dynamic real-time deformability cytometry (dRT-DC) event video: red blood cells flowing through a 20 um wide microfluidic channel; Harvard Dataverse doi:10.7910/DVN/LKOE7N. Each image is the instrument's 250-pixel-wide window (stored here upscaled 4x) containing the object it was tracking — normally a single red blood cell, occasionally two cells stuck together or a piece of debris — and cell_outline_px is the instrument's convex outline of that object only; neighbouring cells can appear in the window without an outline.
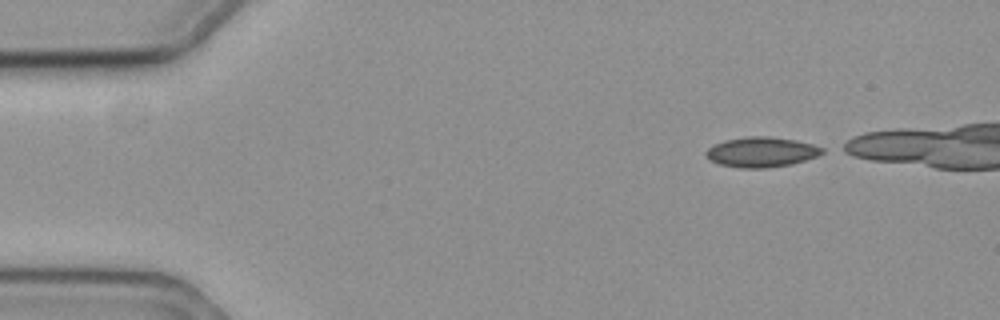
{"species": "common noctule bat (a hibernating species)", "species_latin": "Nyctalus noctula", "temperature_condition": "cold", "stored_images_in_passage": 44, "camera_frame_rate_fps": 3000, "um_per_image_px": 0.085, "animal": {"sex": "female", "body_mass_g": 19.3, "forearm_length_mm": 54.1}, "frame": {"image": 1, "passage_image": 1, "time_ms": 0.0, "image_size_px": [1000, 320], "cell_outline_px": [[824, 152], [816, 156], [804, 160], [788, 164], [768, 168], [740, 168], [720, 164], [712, 160], [704, 152], [712, 144], [724, 140], [748, 136], [768, 136], [796, 140], [812, 144], [824, 148]], "centroid_in_image_um": [64.7, 12.91], "position_along_channel_um": 20.3, "area_um2": 20.23}}
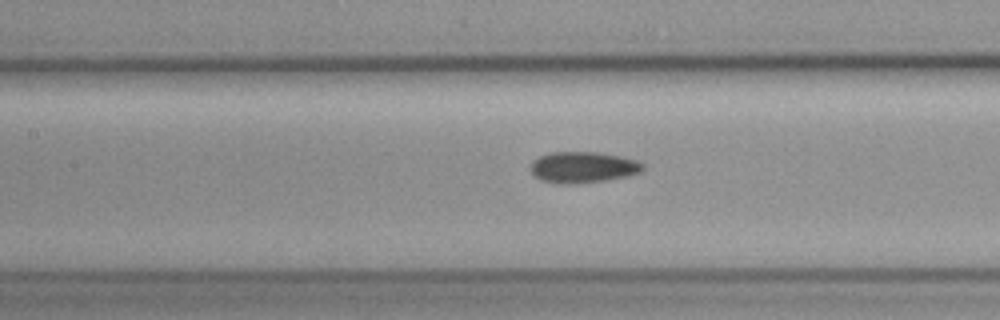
{"frame": {"image": 2, "passage_image": 20, "time_ms": 6.333, "image_size_px": [1000, 320], "cell_outline_px": [[644, 168], [640, 172], [628, 176], [608, 180], [576, 184], [556, 184], [540, 180], [532, 172], [532, 164], [540, 156], [552, 152], [596, 152], [620, 156], [636, 160], [644, 164]], "centroid_in_image_um": [49.59, 14.23], "position_along_channel_um": 157.8, "area_um2": 20.35}}
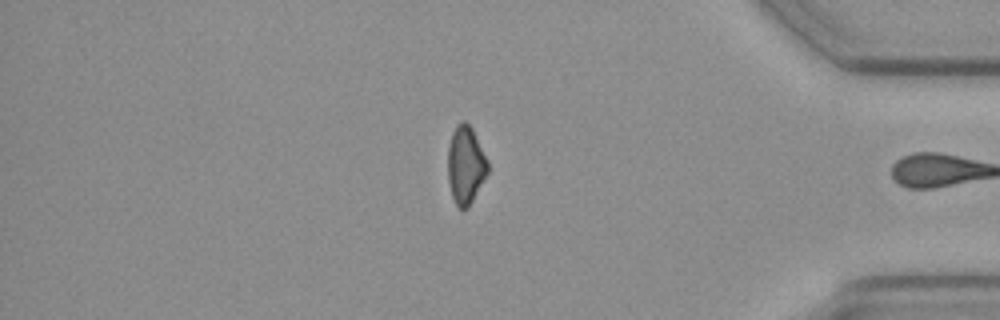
{"frame": {"image": 3, "passage_image": 43, "time_ms": 14.0, "image_size_px": [1000, 320], "cell_outline_px": [[488, 172], [468, 208], [460, 208], [456, 204], [452, 196], [448, 184], [448, 148], [452, 132], [456, 124], [464, 120], [472, 128], [488, 160]], "centroid_in_image_um": [39.57, 14.01], "position_along_channel_um": 395.6, "area_um2": 18.09}, "authors_computed_cell_mechanics": {"area_um2": 19.6809, "velocity_mm_per_s": 3.542, "shape_relaxation_time_tau1_ms": 8.2506, "shape_relaxation_time_tau2_ms": 10.2237, "deformation_change_tau1": 0.1116, "deformation_change_tau2": 0.1393}}